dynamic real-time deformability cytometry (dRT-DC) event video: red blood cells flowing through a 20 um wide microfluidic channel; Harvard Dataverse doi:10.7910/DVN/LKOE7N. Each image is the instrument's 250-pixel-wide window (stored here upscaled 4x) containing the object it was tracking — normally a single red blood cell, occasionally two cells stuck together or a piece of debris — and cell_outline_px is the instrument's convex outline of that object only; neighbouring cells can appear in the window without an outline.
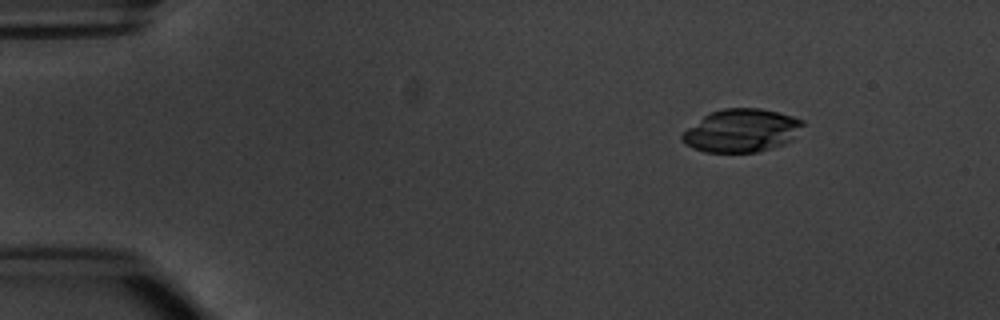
{"species": "common noctule bat (a hibernating species)", "species_latin": "Nyctalus noctula", "temperature_condition": "warm", "stored_images_in_passage": 4, "camera_frame_rate_fps": 3000, "um_per_image_px": 0.085, "animal": {"sex": "male", "body_mass_g": 20.1, "forearm_length_mm": 53.5}, "frame": {"image": 1, "passage_image": 2, "time_ms": 1.0, "image_size_px": [1000, 320], "cell_outline_px": [[804, 124], [792, 140], [784, 144], [772, 148], [756, 152], [704, 152], [692, 148], [684, 144], [680, 140], [680, 136], [688, 128], [704, 116], [712, 112], [724, 108], [760, 108], [792, 116], [804, 120]], "centroid_in_image_um": [63.02, 11.11], "position_along_channel_um": 22.0, "area_um2": 30.23}}